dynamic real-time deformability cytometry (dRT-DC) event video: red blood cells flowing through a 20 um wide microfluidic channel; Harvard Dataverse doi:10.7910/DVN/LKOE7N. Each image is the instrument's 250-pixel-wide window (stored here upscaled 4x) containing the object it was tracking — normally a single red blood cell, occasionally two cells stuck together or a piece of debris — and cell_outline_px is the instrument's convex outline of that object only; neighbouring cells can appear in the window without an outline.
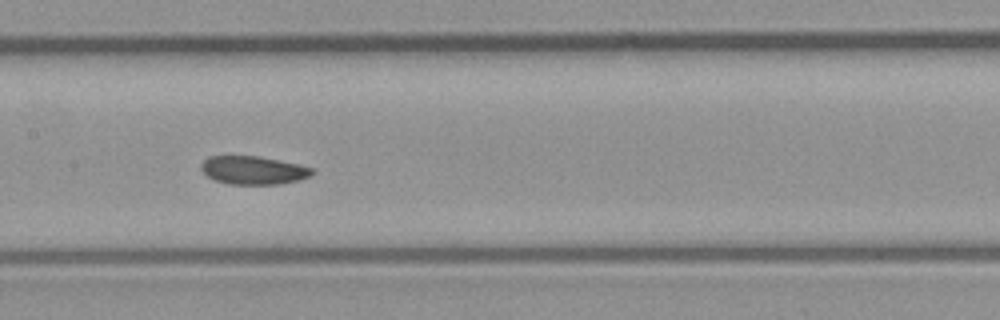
{"species": "common noctule bat (a hibernating species)", "species_latin": "Nyctalus noctula", "temperature_condition": "room temperature", "stored_images_in_passage": 49, "camera_frame_rate_fps": 3000, "um_per_image_px": 0.085, "animal": {"sex": "male", "body_mass_g": 23.1, "forearm_length_mm": 52.7}, "frame": {"image": 1, "passage_image": 22, "time_ms": 7.0, "image_size_px": [1000, 320], "cell_outline_px": [[316, 172], [300, 180], [280, 184], [228, 184], [216, 180], [208, 176], [200, 168], [200, 164], [208, 156], [260, 156], [300, 164], [312, 168]], "centroid_in_image_um": [21.55, 14.46], "position_along_channel_um": 185.9, "area_um2": 18.38}}
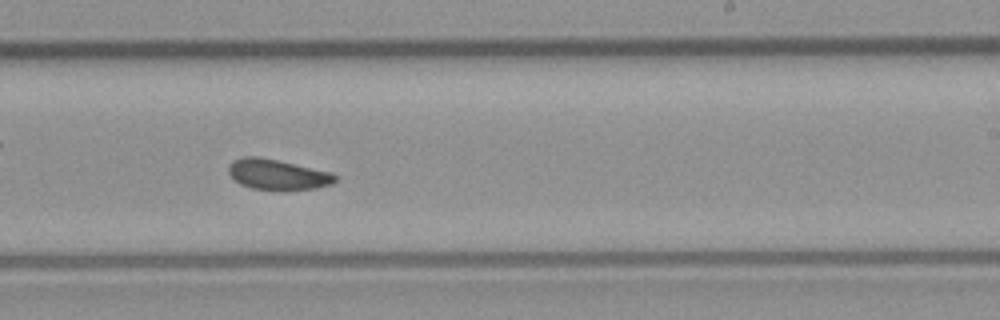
{"frame": {"image": 2, "passage_image": 28, "time_ms": 9.0, "image_size_px": [1000, 320], "cell_outline_px": [[340, 176], [332, 184], [316, 188], [280, 192], [252, 188], [240, 184], [228, 172], [228, 164], [232, 160], [244, 156], [256, 156], [276, 160], [332, 172]], "centroid_in_image_um": [23.61, 14.86], "position_along_channel_um": 265.4, "area_um2": 19.36}, "authors_computed_cell_mechanics": {"area_um2": 19.1896, "velocity_mm_per_s": 3.9981, "shape_relaxation_time_tau1_ms": 2.1691, "shape_relaxation_time_tau2_ms": 2.7104, "deformation_change_tau1": 0.0859, "deformation_change_tau2": 0.0867}}